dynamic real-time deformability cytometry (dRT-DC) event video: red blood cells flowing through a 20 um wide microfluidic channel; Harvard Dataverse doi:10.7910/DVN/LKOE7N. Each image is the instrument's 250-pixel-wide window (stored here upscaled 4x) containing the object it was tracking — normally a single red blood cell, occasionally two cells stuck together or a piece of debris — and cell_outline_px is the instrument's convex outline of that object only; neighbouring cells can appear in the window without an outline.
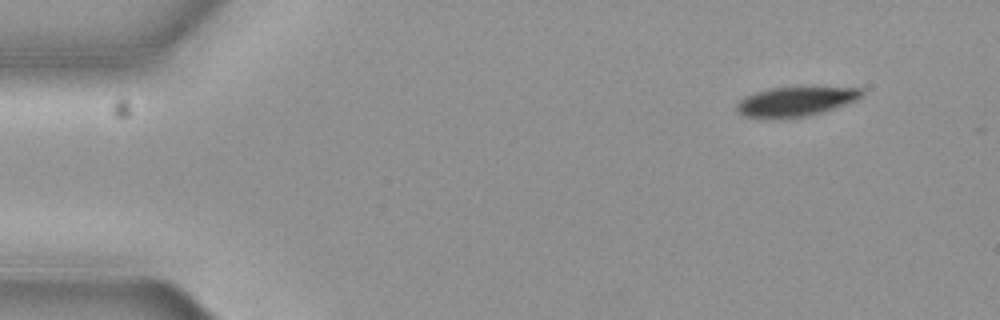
{"species": "common noctule bat (a hibernating species)", "species_latin": "Nyctalus noctula", "temperature_condition": "cold", "stored_images_in_passage": 4, "camera_frame_rate_fps": 3000, "um_per_image_px": 0.085, "animal": {"sex": "female", "body_mass_g": 19.3, "forearm_length_mm": 54.1}, "frame": {"image": 1, "passage_image": 1, "time_ms": 0.0, "image_size_px": [1000, 320], "cell_outline_px": [[864, 92], [856, 100], [820, 112], [804, 116], [768, 120], [744, 116], [736, 108], [736, 104], [744, 96], [756, 92], [772, 88], [860, 88]], "centroid_in_image_um": [67.52, 8.65], "position_along_channel_um": 17.5, "area_um2": 21.04}}
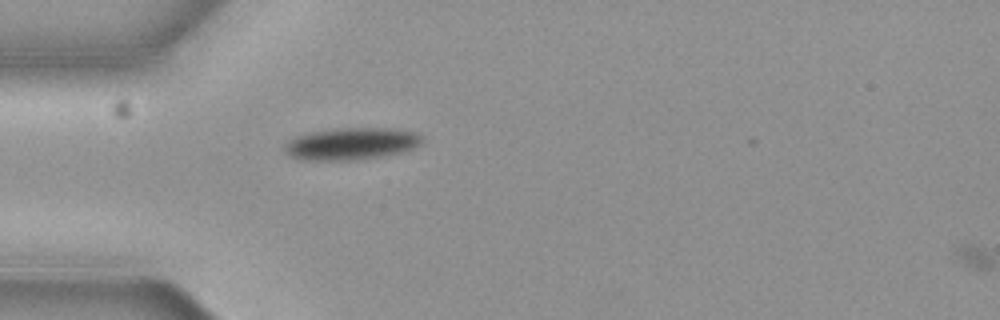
{"frame": {"image": 2, "passage_image": 3, "time_ms": 0.667, "image_size_px": [1000, 320], "cell_outline_px": [[424, 144], [400, 152], [384, 156], [356, 160], [300, 160], [288, 156], [284, 152], [284, 144], [288, 140], [296, 136], [308, 132], [332, 128], [396, 128], [416, 132], [424, 136]], "centroid_in_image_um": [29.86, 12.21], "position_along_channel_um": 55.1, "area_um2": 26.36}}